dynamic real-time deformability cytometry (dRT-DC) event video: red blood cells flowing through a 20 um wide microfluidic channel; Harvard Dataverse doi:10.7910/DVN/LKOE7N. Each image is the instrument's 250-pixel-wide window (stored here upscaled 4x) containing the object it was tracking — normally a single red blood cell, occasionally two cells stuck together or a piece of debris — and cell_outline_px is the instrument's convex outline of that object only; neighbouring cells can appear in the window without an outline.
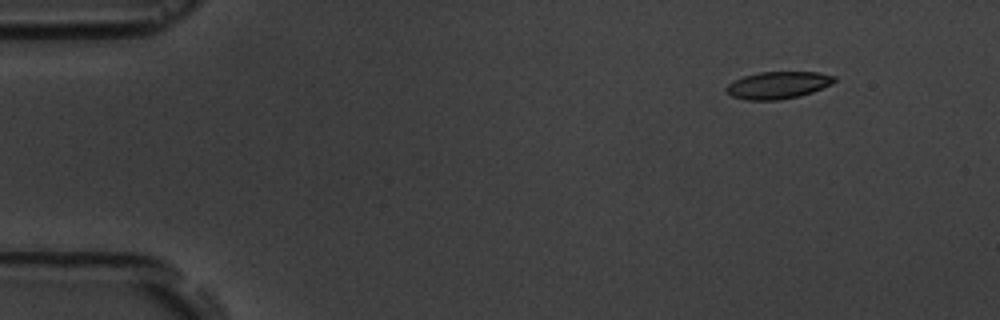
{"species": "common noctule bat (a hibernating species)", "species_latin": "Nyctalus noctula", "temperature_condition": "room temperature", "stored_images_in_passage": 5, "camera_frame_rate_fps": 3000, "um_per_image_px": 0.085, "animal": {"sex": "male", "body_mass_g": 19.5, "forearm_length_mm": 54.6}, "frame": {"image": 1, "passage_image": 2, "time_ms": 1.333, "image_size_px": [1000, 320], "cell_outline_px": [[836, 80], [832, 84], [812, 92], [800, 96], [780, 100], [748, 100], [732, 96], [724, 88], [728, 84], [744, 76], [760, 72], [820, 72], [836, 76]], "centroid_in_image_um": [66.16, 7.23], "position_along_channel_um": 18.8, "area_um2": 17.11}}
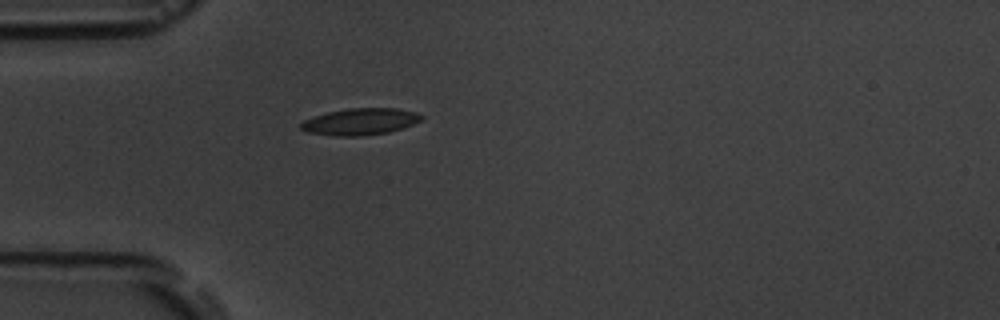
{"frame": {"image": 2, "passage_image": 5, "time_ms": 4.667, "image_size_px": [1000, 320], "cell_outline_px": [[424, 116], [420, 120], [412, 124], [388, 132], [360, 136], [336, 136], [308, 132], [300, 128], [300, 124], [304, 120], [328, 112], [348, 108], [396, 108], [416, 112]], "centroid_in_image_um": [30.61, 10.33], "position_along_channel_um": 54.4, "area_um2": 18.5}}